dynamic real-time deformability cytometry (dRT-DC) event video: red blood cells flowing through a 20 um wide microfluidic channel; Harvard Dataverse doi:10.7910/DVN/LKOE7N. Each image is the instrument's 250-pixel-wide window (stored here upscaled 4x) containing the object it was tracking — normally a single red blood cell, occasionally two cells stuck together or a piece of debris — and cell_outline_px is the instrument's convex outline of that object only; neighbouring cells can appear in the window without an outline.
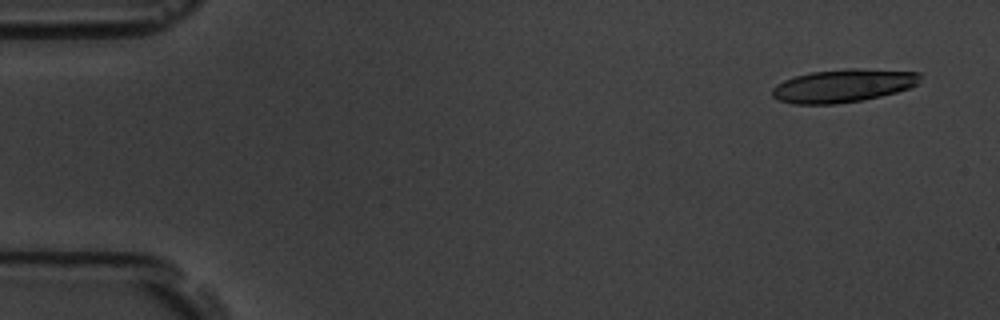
{"species": "common noctule bat (a hibernating species)", "species_latin": "Nyctalus noctula", "temperature_condition": "room temperature", "stored_images_in_passage": 5, "segment_of_instrument_passage": [1, 2], "camera_frame_rate_fps": 3000, "um_per_image_px": 0.085, "animal": {"sex": "male", "body_mass_g": 19.5, "forearm_length_mm": 54.6}, "frame": {"image": 1, "passage_image": 1, "time_ms": 0.0, "image_size_px": [1000, 320], "cell_outline_px": [[920, 80], [916, 84], [908, 88], [896, 92], [864, 100], [836, 104], [792, 104], [780, 100], [772, 96], [772, 88], [776, 84], [784, 80], [796, 76], [812, 72], [844, 68], [856, 68], [920, 72]], "centroid_in_image_um": [71.65, 7.28], "position_along_channel_um": 13.3, "area_um2": 28.55}}